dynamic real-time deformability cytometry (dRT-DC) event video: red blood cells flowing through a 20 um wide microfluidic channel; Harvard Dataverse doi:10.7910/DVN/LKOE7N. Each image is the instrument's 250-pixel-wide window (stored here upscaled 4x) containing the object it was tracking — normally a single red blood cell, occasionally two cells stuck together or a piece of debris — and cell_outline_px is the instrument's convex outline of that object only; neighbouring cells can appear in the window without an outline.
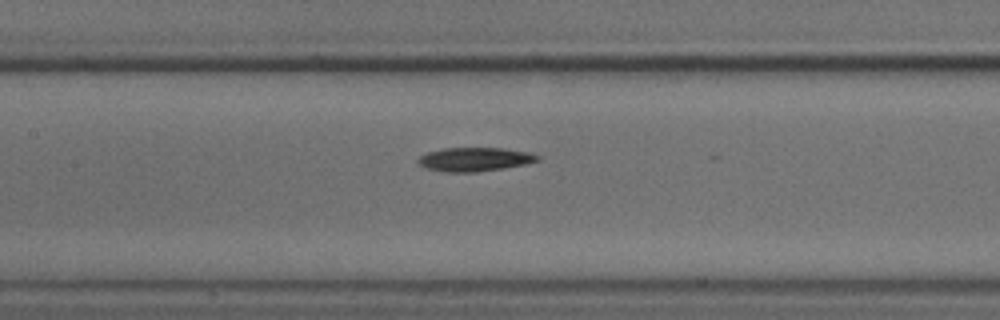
{"species": "common noctule bat (a hibernating species)", "species_latin": "Nyctalus noctula", "temperature_condition": "cold", "stored_images_in_passage": 7, "camera_frame_rate_fps": 3000, "um_per_image_px": 0.085, "animal": {"sex": "male", "body_mass_g": 18.8}, "frame": {"image": 1, "passage_image": 7, "time_ms": 7.667, "image_size_px": [1000, 320], "cell_outline_px": [[540, 160], [524, 164], [504, 168], [476, 172], [444, 172], [424, 168], [416, 160], [420, 156], [428, 152], [444, 148], [504, 148], [528, 152], [540, 156]], "centroid_in_image_um": [40.33, 13.54], "position_along_channel_um": 167.1, "area_um2": 16.59}}